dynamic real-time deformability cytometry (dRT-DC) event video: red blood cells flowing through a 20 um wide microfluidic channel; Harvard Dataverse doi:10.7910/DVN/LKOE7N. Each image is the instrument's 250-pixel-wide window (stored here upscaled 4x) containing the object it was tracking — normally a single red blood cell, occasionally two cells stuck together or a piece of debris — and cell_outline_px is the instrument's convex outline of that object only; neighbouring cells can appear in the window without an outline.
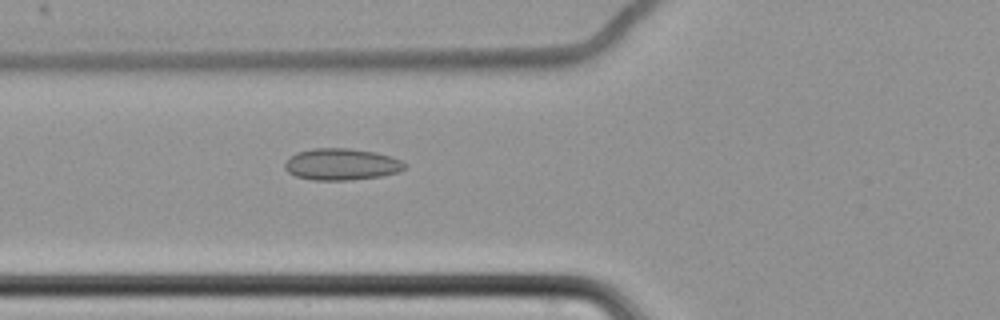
{"species": "common noctule bat (a hibernating species)", "species_latin": "Nyctalus noctula", "temperature_condition": "cold", "stored_images_in_passage": 61, "camera_frame_rate_fps": 3000, "um_per_image_px": 0.085, "animal": {"sex": "female", "body_mass_g": 22.7, "forearm_length_mm": 54.2}, "frame": {"image": 1, "passage_image": 25, "time_ms": 8.0, "image_size_px": [1000, 320], "cell_outline_px": [[408, 164], [400, 172], [380, 176], [348, 180], [312, 180], [296, 176], [288, 172], [284, 168], [284, 164], [296, 152], [312, 148], [348, 148], [376, 152], [392, 156]], "centroid_in_image_um": [29.04, 13.96], "position_along_channel_um": 96.8, "area_um2": 22.2}}
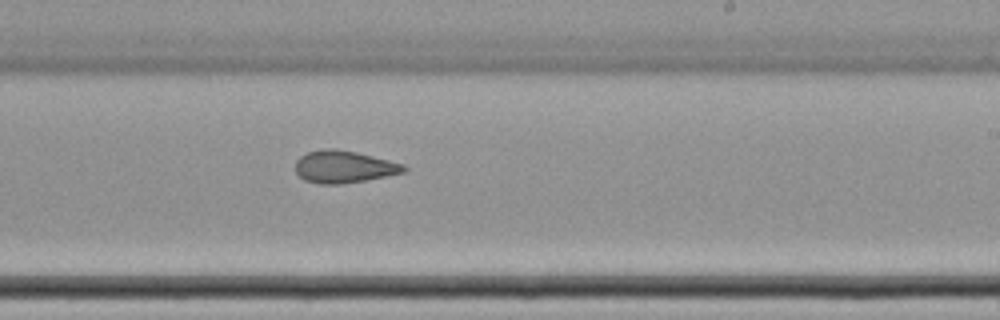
{"frame": {"image": 2, "passage_image": 39, "time_ms": 12.667, "image_size_px": [1000, 320], "cell_outline_px": [[408, 168], [404, 172], [364, 180], [340, 184], [320, 184], [304, 180], [296, 172], [296, 160], [300, 156], [308, 152], [324, 148], [336, 148], [356, 152], [404, 164]], "centroid_in_image_um": [29.2, 14.17], "position_along_channel_um": 259.8, "area_um2": 20.23}}
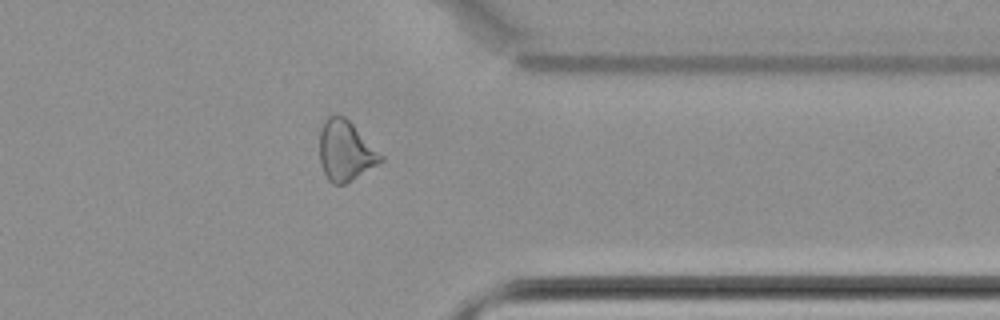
{"frame": {"image": 3, "passage_image": 50, "time_ms": 16.333, "image_size_px": [1000, 320], "cell_outline_px": [[384, 160], [352, 180], [344, 184], [332, 184], [328, 180], [320, 164], [320, 132], [324, 120], [328, 116], [344, 116], [384, 156]], "centroid_in_image_um": [29.36, 12.84], "position_along_channel_um": 382.0, "area_um2": 21.21}, "authors_computed_cell_mechanics": {"area_um2": 22.6576, "velocity_mm_per_s": 3.4885, "shape_relaxation_time_tau1_ms": null, "shape_relaxation_time_tau2_ms": 2.3639, "deformation_change_tau1": null, "deformation_change_tau2": 0.078}}